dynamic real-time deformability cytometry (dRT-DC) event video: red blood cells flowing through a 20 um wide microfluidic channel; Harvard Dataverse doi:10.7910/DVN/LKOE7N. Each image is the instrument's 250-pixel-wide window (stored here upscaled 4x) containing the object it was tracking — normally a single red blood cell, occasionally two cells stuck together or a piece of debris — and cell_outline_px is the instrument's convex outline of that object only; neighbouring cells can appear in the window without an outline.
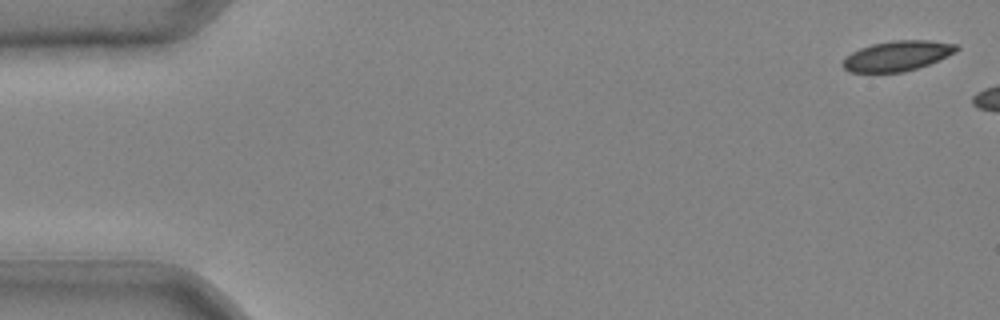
{"species": "common noctule bat (a hibernating species)", "species_latin": "Nyctalus noctula", "temperature_condition": "cold", "stored_images_in_passage": 5, "camera_frame_rate_fps": 3000, "um_per_image_px": 0.085, "animal": {"sex": "male", "body_mass_g": 20.4}, "frame": {"image": 1, "passage_image": 1, "time_ms": 0.0, "image_size_px": [1000, 320], "cell_outline_px": [[960, 48], [956, 52], [928, 64], [916, 68], [900, 72], [848, 72], [840, 64], [852, 52], [860, 48], [872, 44], [892, 40], [928, 40], [956, 44]], "centroid_in_image_um": [76.26, 4.74], "position_along_channel_um": 8.7, "area_um2": 19.77}}